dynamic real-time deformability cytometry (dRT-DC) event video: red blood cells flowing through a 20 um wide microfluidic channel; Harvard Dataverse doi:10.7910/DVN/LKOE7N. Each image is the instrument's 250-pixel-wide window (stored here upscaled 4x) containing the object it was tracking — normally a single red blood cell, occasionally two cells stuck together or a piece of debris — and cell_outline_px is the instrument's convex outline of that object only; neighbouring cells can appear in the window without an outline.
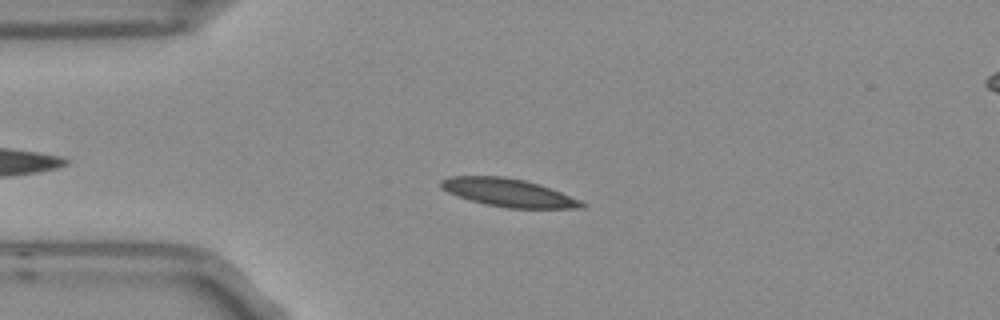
{"species": "Egyptian fruit bat (a non-hibernating species)", "species_latin": "Rousettus aegyptiacus", "temperature_condition": "room temperature", "stored_images_in_passage": 4, "segment_of_instrument_passage": [1, 2], "camera_frame_rate_fps": 3000, "um_per_image_px": 0.085, "frame": {"image": 1, "passage_image": 3, "time_ms": 0.667, "image_size_px": [1000, 320], "cell_outline_px": [[588, 204], [584, 208], [508, 208], [484, 204], [448, 192], [440, 184], [440, 180], [448, 176], [504, 176], [524, 180], [540, 184], [580, 200]], "centroid_in_image_um": [43.24, 16.37], "position_along_channel_um": 41.8, "area_um2": 22.83}}